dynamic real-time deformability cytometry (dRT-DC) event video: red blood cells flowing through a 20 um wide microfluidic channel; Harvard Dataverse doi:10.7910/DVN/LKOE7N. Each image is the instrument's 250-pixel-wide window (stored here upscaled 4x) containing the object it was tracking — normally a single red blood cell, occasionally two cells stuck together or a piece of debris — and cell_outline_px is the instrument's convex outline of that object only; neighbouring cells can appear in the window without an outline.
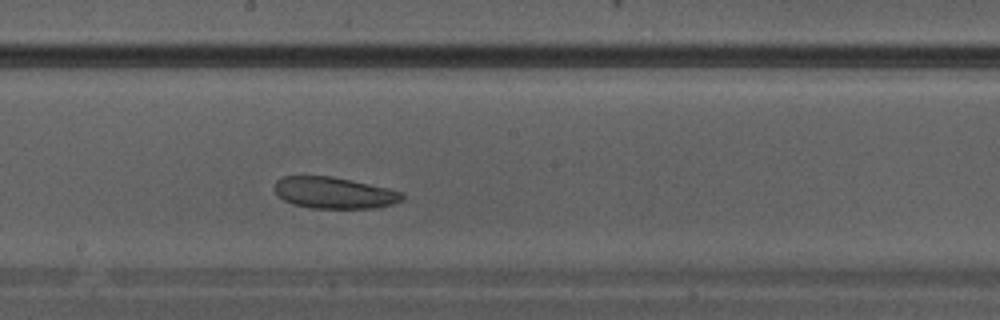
{"species": "Egyptian fruit bat (a non-hibernating species)", "species_latin": "Rousettus aegyptiacus", "temperature_condition": "warm", "stored_images_in_passage": 10, "camera_frame_rate_fps": 3000, "um_per_image_px": 0.085, "animal": {"sex": "male"}, "frame": {"image": 1, "passage_image": 10, "time_ms": 3.0, "image_size_px": [1000, 320], "cell_outline_px": [[404, 196], [400, 200], [392, 204], [376, 208], [312, 208], [292, 204], [284, 200], [276, 192], [276, 180], [284, 176], [332, 176], [352, 180], [388, 188], [404, 192]], "centroid_in_image_um": [28.42, 16.39], "position_along_channel_um": 219.8, "area_um2": 23.29}}